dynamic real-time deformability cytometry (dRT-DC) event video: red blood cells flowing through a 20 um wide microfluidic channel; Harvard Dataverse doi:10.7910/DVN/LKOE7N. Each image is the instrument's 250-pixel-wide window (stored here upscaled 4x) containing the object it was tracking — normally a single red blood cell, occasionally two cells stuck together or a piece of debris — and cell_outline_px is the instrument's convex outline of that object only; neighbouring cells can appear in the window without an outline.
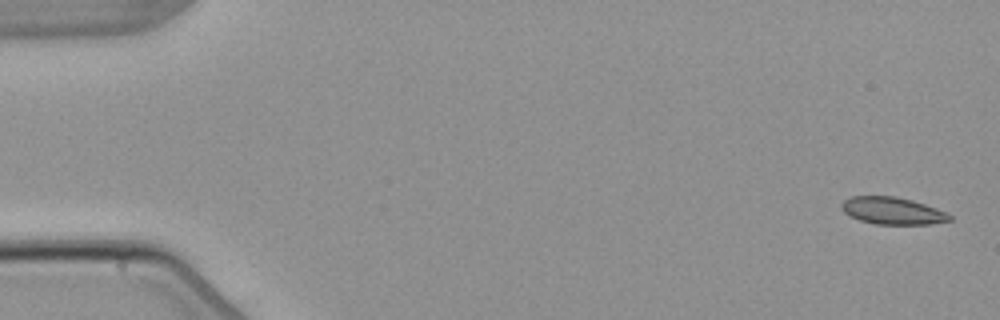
{"species": "common noctule bat (a hibernating species)", "species_latin": "Nyctalus noctula", "temperature_condition": "warm", "stored_images_in_passage": 6, "camera_frame_rate_fps": 3000, "um_per_image_px": 0.085, "animal": {"sex": "male", "body_mass_g": 21.5, "forearm_length_mm": 52.0}, "frame": {"image": 1, "passage_image": 1, "time_ms": 0.0, "image_size_px": [1000, 320], "cell_outline_px": [[952, 220], [928, 224], [876, 224], [860, 220], [844, 212], [840, 208], [840, 204], [844, 200], [852, 196], [896, 196], [912, 200], [948, 212], [952, 216]], "centroid_in_image_um": [75.87, 17.91], "position_along_channel_um": 9.1, "area_um2": 17.11}}